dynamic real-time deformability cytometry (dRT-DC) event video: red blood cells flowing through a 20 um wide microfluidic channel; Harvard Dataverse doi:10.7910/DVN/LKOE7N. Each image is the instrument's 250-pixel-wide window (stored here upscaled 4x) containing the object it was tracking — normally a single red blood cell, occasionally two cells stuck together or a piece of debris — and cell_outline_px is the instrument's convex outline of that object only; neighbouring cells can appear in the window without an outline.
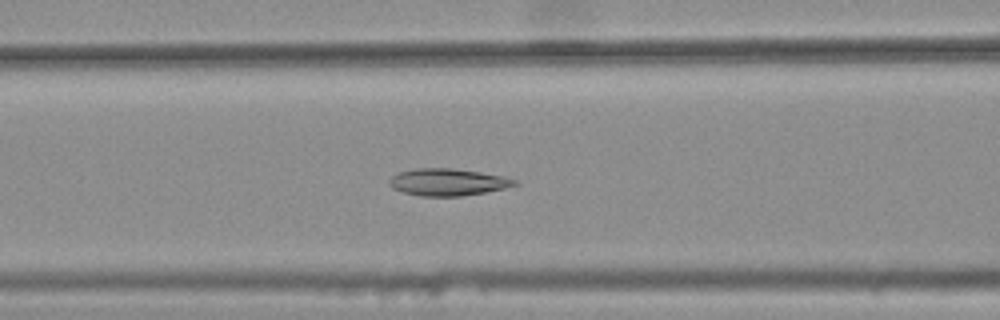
{"species": "common noctule bat (a hibernating species)", "species_latin": "Nyctalus noctula", "temperature_condition": "warm", "stored_images_in_passage": 42, "camera_frame_rate_fps": 3000, "um_per_image_px": 0.085, "animal": {"sex": "female", "body_mass_g": 25.1}, "frame": {"image": 1, "passage_image": 21, "time_ms": 6.667, "image_size_px": [1000, 320], "cell_outline_px": [[520, 184], [504, 188], [484, 192], [460, 196], [420, 196], [404, 192], [392, 188], [388, 184], [388, 180], [392, 176], [400, 172], [416, 168], [452, 168], [480, 172], [504, 176], [516, 180]], "centroid_in_image_um": [38.05, 15.47], "position_along_channel_um": 128.5, "area_um2": 19.71}}
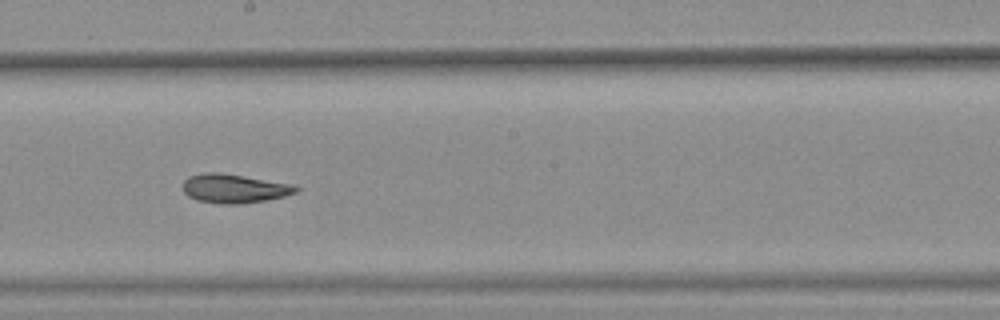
{"frame": {"image": 2, "passage_image": 29, "time_ms": 9.333, "image_size_px": [1000, 320], "cell_outline_px": [[300, 188], [296, 192], [284, 196], [264, 200], [240, 204], [220, 204], [196, 200], [188, 196], [184, 192], [180, 184], [188, 176], [204, 172], [220, 172], [288, 184]], "centroid_in_image_um": [19.79, 16.02], "position_along_channel_um": 228.4, "area_um2": 18.96}}
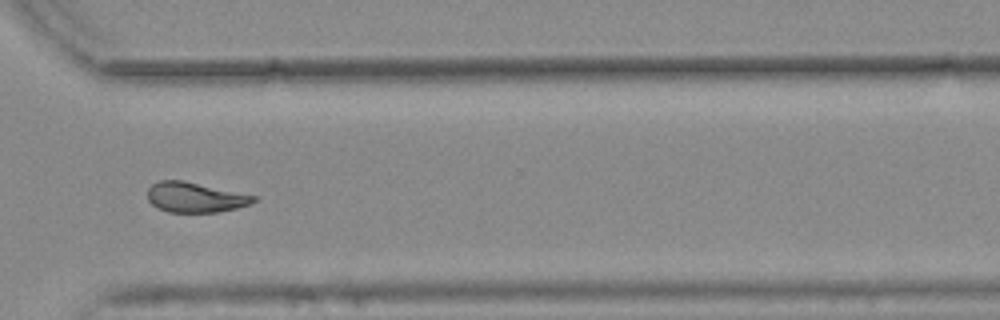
{"frame": {"image": 3, "passage_image": 39, "time_ms": 12.667, "image_size_px": [1000, 320], "cell_outline_px": [[256, 200], [248, 204], [236, 208], [216, 212], [168, 212], [156, 208], [148, 200], [148, 188], [152, 184], [160, 180], [184, 180], [256, 196]], "centroid_in_image_um": [16.54, 16.77], "position_along_channel_um": 354.1, "area_um2": 18.5}, "authors_computed_cell_mechanics": {"area_um2": 19.4786, "velocity_mm_per_s": 3.761, "shape_relaxation_time_tau1_ms": null, "shape_relaxation_time_tau2_ms": 6.076, "deformation_change_tau1": null, "deformation_change_tau2": 0.113}}